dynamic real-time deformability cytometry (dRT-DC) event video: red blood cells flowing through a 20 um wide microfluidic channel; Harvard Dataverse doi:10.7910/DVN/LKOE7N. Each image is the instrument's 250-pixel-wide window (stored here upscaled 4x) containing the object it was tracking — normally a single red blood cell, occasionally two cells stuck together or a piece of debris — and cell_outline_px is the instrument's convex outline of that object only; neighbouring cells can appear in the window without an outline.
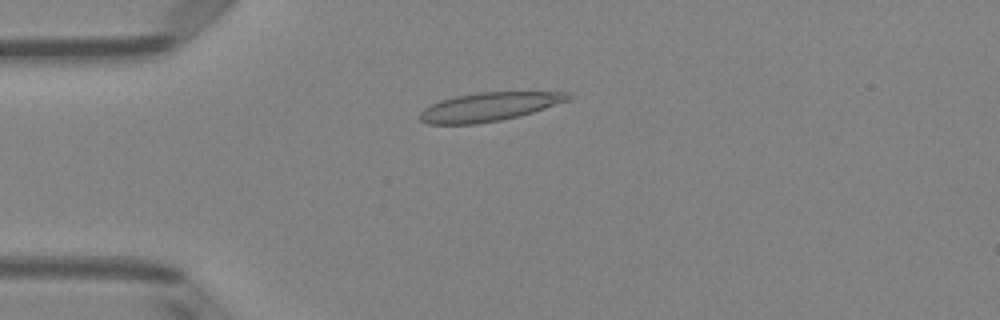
{"species": "Egyptian fruit bat (a non-hibernating species)", "species_latin": "Rousettus aegyptiacus", "temperature_condition": "room temperature", "stored_images_in_passage": 51, "camera_frame_rate_fps": 3000, "um_per_image_px": 0.085, "animal": {"sex": "female"}, "frame": {"image": 1, "passage_image": 13, "time_ms": 4.0, "image_size_px": [1000, 320], "cell_outline_px": [[572, 96], [568, 100], [520, 116], [500, 120], [476, 124], [428, 124], [420, 120], [420, 112], [424, 108], [440, 100], [456, 96], [480, 92], [568, 92]], "centroid_in_image_um": [41.54, 9.08], "position_along_channel_um": 43.5, "area_um2": 24.51}}
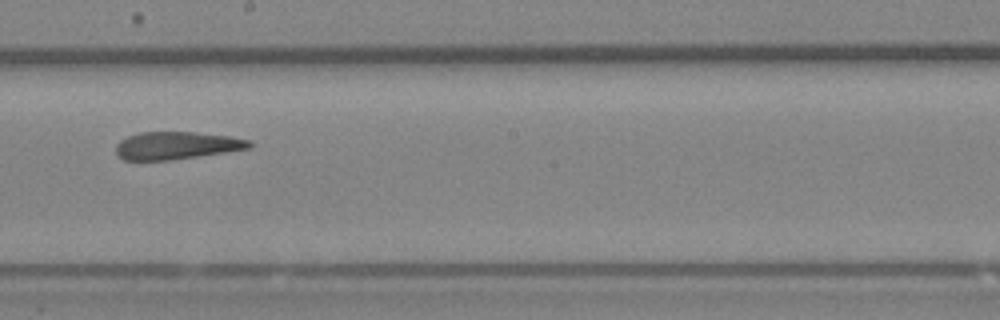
{"frame": {"image": 2, "passage_image": 29, "time_ms": 9.333, "image_size_px": [1000, 320], "cell_outline_px": [[252, 148], [168, 160], [124, 160], [116, 152], [116, 144], [120, 140], [128, 136], [140, 132], [196, 132], [232, 136], [252, 140]], "centroid_in_image_um": [15.04, 12.35], "position_along_channel_um": 233.2, "area_um2": 21.44}}
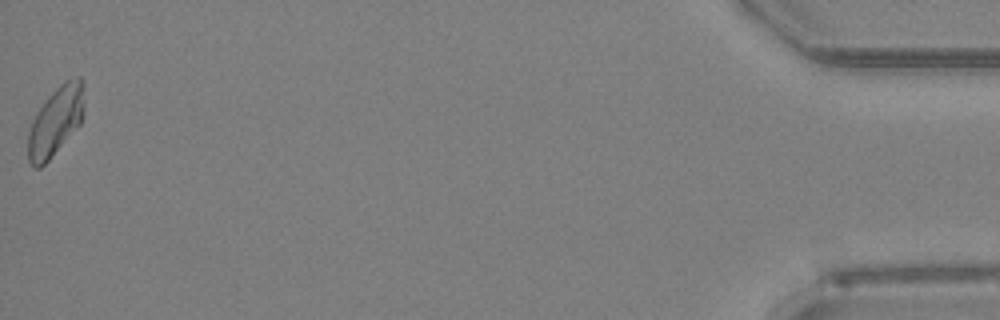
{"frame": {"image": 3, "passage_image": 51, "time_ms": 16.667, "image_size_px": [1000, 320], "cell_outline_px": [[84, 112], [80, 124], [48, 160], [40, 168], [36, 168], [28, 160], [28, 132], [32, 120], [36, 112], [48, 96], [64, 80], [76, 76], [80, 76], [84, 80]], "centroid_in_image_um": [4.75, 10.24], "position_along_channel_um": 430.4, "area_um2": 22.66}, "authors_computed_cell_mechanics": {"area_um2": 23.1778, "velocity_mm_per_s": 3.997, "shape_relaxation_time_tau1_ms": null, "shape_relaxation_time_tau2_ms": 2.3625, "deformation_change_tau1": null, "deformation_change_tau2": 0.1139}}